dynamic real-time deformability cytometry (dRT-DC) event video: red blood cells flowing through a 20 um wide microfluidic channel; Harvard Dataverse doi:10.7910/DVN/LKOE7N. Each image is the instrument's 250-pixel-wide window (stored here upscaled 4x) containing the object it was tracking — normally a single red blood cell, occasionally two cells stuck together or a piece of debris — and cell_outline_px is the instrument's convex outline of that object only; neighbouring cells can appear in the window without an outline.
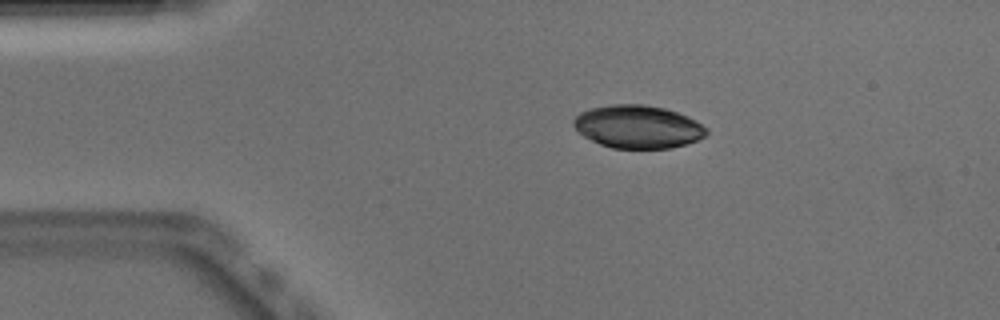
{"species": "Egyptian fruit bat (a non-hibernating species)", "species_latin": "Rousettus aegyptiacus", "temperature_condition": "warm", "stored_images_in_passage": 42, "camera_frame_rate_fps": 3000, "um_per_image_px": 0.085, "animal": {"sex": "male"}, "frame": {"image": 1, "passage_image": 1, "time_ms": 0.0, "image_size_px": [1000, 320], "cell_outline_px": [[708, 132], [704, 136], [696, 140], [672, 148], [612, 148], [600, 144], [576, 132], [572, 124], [572, 120], [580, 112], [588, 108], [612, 104], [644, 104], [664, 108], [688, 116], [696, 120], [708, 128]], "centroid_in_image_um": [54.18, 10.76], "position_along_channel_um": 30.8, "area_um2": 33.47}}
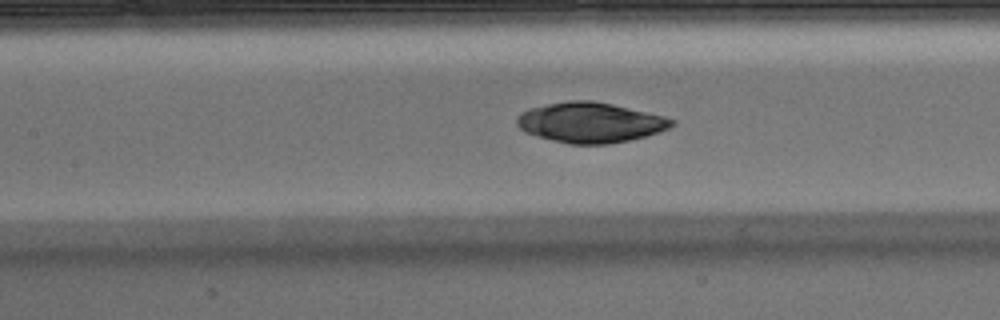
{"frame": {"image": 2, "passage_image": 14, "time_ms": 4.333, "image_size_px": [1000, 320], "cell_outline_px": [[676, 124], [668, 128], [644, 136], [628, 140], [608, 144], [568, 144], [536, 136], [524, 132], [516, 124], [516, 116], [520, 112], [528, 108], [568, 100], [592, 100], [612, 104], [664, 116], [676, 120]], "centroid_in_image_um": [50.13, 10.41], "position_along_channel_um": 157.3, "area_um2": 36.3}}
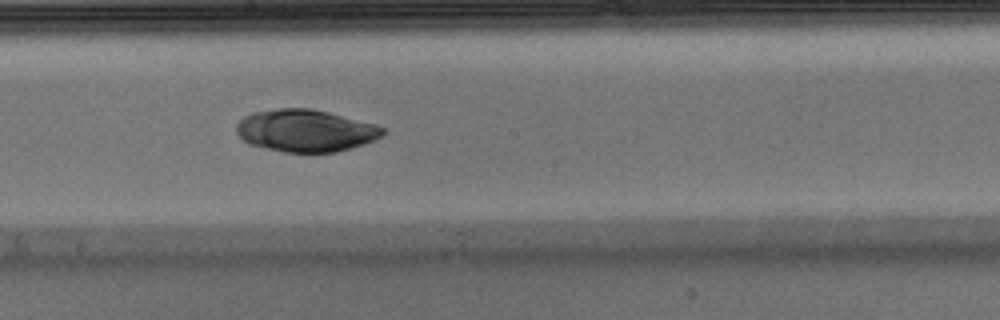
{"frame": {"image": 3, "passage_image": 19, "time_ms": 6.0, "image_size_px": [1000, 320], "cell_outline_px": [[384, 136], [364, 144], [336, 152], [312, 156], [284, 152], [252, 144], [244, 140], [236, 132], [236, 124], [244, 116], [252, 112], [276, 108], [312, 108], [376, 124], [384, 128]], "centroid_in_image_um": [25.99, 11.13], "position_along_channel_um": 222.2, "area_um2": 36.7}}